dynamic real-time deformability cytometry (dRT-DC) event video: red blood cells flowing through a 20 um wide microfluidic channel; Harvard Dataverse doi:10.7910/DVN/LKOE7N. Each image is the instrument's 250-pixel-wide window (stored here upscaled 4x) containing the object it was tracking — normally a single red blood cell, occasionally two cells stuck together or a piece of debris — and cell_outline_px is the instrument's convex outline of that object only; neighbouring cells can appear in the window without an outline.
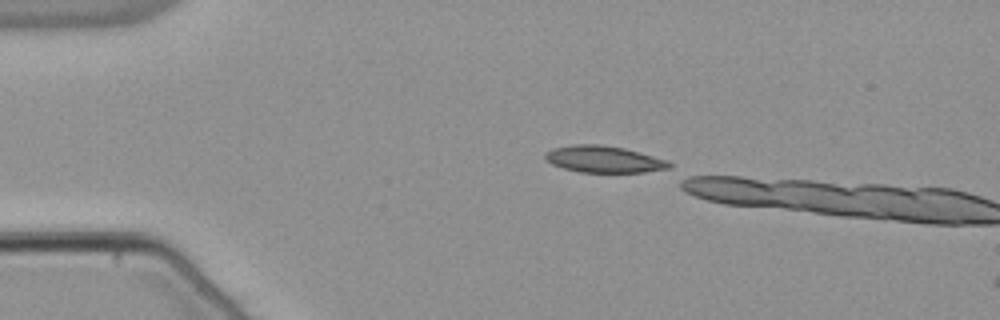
{"species": "common noctule bat (a hibernating species)", "species_latin": "Nyctalus noctula", "temperature_condition": "warm", "stored_images_in_passage": 3, "camera_frame_rate_fps": 3000, "um_per_image_px": 0.085, "animal": {"sex": "male", "body_mass_g": 21.5, "forearm_length_mm": 52.0}, "frame": {"image": 1, "passage_image": 1, "time_ms": 0.0, "image_size_px": [1000, 320], "cell_outline_px": [[672, 172], [580, 172], [564, 168], [552, 164], [544, 156], [544, 152], [552, 148], [572, 144], [600, 144], [624, 148], [640, 152], [668, 160], [672, 164]], "centroid_in_image_um": [51.44, 13.55], "position_along_channel_um": 33.6, "area_um2": 19.83}}